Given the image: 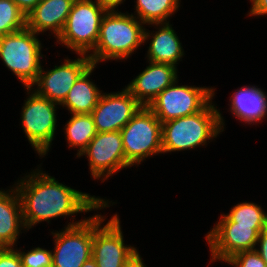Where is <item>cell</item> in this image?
<instances>
[{
  "label": "cell",
  "instance_id": "cell-1",
  "mask_svg": "<svg viewBox=\"0 0 267 267\" xmlns=\"http://www.w3.org/2000/svg\"><path fill=\"white\" fill-rule=\"evenodd\" d=\"M30 173L14 184L27 231L42 221L101 210L112 202L65 186L41 168Z\"/></svg>",
  "mask_w": 267,
  "mask_h": 267
},
{
  "label": "cell",
  "instance_id": "cell-2",
  "mask_svg": "<svg viewBox=\"0 0 267 267\" xmlns=\"http://www.w3.org/2000/svg\"><path fill=\"white\" fill-rule=\"evenodd\" d=\"M144 23L128 12L107 11L101 21L95 49L88 55L93 65L129 58L144 43Z\"/></svg>",
  "mask_w": 267,
  "mask_h": 267
},
{
  "label": "cell",
  "instance_id": "cell-3",
  "mask_svg": "<svg viewBox=\"0 0 267 267\" xmlns=\"http://www.w3.org/2000/svg\"><path fill=\"white\" fill-rule=\"evenodd\" d=\"M224 119L212 100L199 112L162 123V150L184 151L206 146L224 131Z\"/></svg>",
  "mask_w": 267,
  "mask_h": 267
},
{
  "label": "cell",
  "instance_id": "cell-4",
  "mask_svg": "<svg viewBox=\"0 0 267 267\" xmlns=\"http://www.w3.org/2000/svg\"><path fill=\"white\" fill-rule=\"evenodd\" d=\"M27 27L0 37V58L25 87L37 81L41 66V41Z\"/></svg>",
  "mask_w": 267,
  "mask_h": 267
},
{
  "label": "cell",
  "instance_id": "cell-5",
  "mask_svg": "<svg viewBox=\"0 0 267 267\" xmlns=\"http://www.w3.org/2000/svg\"><path fill=\"white\" fill-rule=\"evenodd\" d=\"M106 12L95 0H74L57 44L65 45L77 55H89L97 44L101 21Z\"/></svg>",
  "mask_w": 267,
  "mask_h": 267
},
{
  "label": "cell",
  "instance_id": "cell-6",
  "mask_svg": "<svg viewBox=\"0 0 267 267\" xmlns=\"http://www.w3.org/2000/svg\"><path fill=\"white\" fill-rule=\"evenodd\" d=\"M120 133L125 159L131 167L148 157L163 154L162 123L147 106H142Z\"/></svg>",
  "mask_w": 267,
  "mask_h": 267
},
{
  "label": "cell",
  "instance_id": "cell-7",
  "mask_svg": "<svg viewBox=\"0 0 267 267\" xmlns=\"http://www.w3.org/2000/svg\"><path fill=\"white\" fill-rule=\"evenodd\" d=\"M27 95L21 112V125L29 144L40 157L49 152L56 133L57 103L40 96L32 87H25ZM32 90V91H31ZM50 147V148H49Z\"/></svg>",
  "mask_w": 267,
  "mask_h": 267
},
{
  "label": "cell",
  "instance_id": "cell-8",
  "mask_svg": "<svg viewBox=\"0 0 267 267\" xmlns=\"http://www.w3.org/2000/svg\"><path fill=\"white\" fill-rule=\"evenodd\" d=\"M215 88L178 85L176 79L147 106L164 123L201 111L215 96Z\"/></svg>",
  "mask_w": 267,
  "mask_h": 267
},
{
  "label": "cell",
  "instance_id": "cell-9",
  "mask_svg": "<svg viewBox=\"0 0 267 267\" xmlns=\"http://www.w3.org/2000/svg\"><path fill=\"white\" fill-rule=\"evenodd\" d=\"M69 222L64 230L51 232L54 237L52 267H82L92 257L93 216Z\"/></svg>",
  "mask_w": 267,
  "mask_h": 267
},
{
  "label": "cell",
  "instance_id": "cell-10",
  "mask_svg": "<svg viewBox=\"0 0 267 267\" xmlns=\"http://www.w3.org/2000/svg\"><path fill=\"white\" fill-rule=\"evenodd\" d=\"M266 226L237 225L226 214H221L214 227L206 234L211 261L226 262L233 255L254 250L259 234Z\"/></svg>",
  "mask_w": 267,
  "mask_h": 267
},
{
  "label": "cell",
  "instance_id": "cell-11",
  "mask_svg": "<svg viewBox=\"0 0 267 267\" xmlns=\"http://www.w3.org/2000/svg\"><path fill=\"white\" fill-rule=\"evenodd\" d=\"M104 221L106 219L101 214L93 215L92 258L97 267H122L138 250L134 246L125 245L117 214L105 225Z\"/></svg>",
  "mask_w": 267,
  "mask_h": 267
},
{
  "label": "cell",
  "instance_id": "cell-12",
  "mask_svg": "<svg viewBox=\"0 0 267 267\" xmlns=\"http://www.w3.org/2000/svg\"><path fill=\"white\" fill-rule=\"evenodd\" d=\"M83 155L88 158L92 177H102L101 182L118 171L131 167L125 159L120 131L97 132L79 157Z\"/></svg>",
  "mask_w": 267,
  "mask_h": 267
},
{
  "label": "cell",
  "instance_id": "cell-13",
  "mask_svg": "<svg viewBox=\"0 0 267 267\" xmlns=\"http://www.w3.org/2000/svg\"><path fill=\"white\" fill-rule=\"evenodd\" d=\"M79 56L75 60L67 57L61 65L47 71L41 68L32 89H35L40 96L61 105L77 79L93 65L88 55L79 54Z\"/></svg>",
  "mask_w": 267,
  "mask_h": 267
},
{
  "label": "cell",
  "instance_id": "cell-14",
  "mask_svg": "<svg viewBox=\"0 0 267 267\" xmlns=\"http://www.w3.org/2000/svg\"><path fill=\"white\" fill-rule=\"evenodd\" d=\"M141 107L126 86L122 91L102 93L91 113L96 131H120Z\"/></svg>",
  "mask_w": 267,
  "mask_h": 267
},
{
  "label": "cell",
  "instance_id": "cell-15",
  "mask_svg": "<svg viewBox=\"0 0 267 267\" xmlns=\"http://www.w3.org/2000/svg\"><path fill=\"white\" fill-rule=\"evenodd\" d=\"M148 62L149 66L126 87L142 106H148L165 88L178 79L177 67L166 63Z\"/></svg>",
  "mask_w": 267,
  "mask_h": 267
},
{
  "label": "cell",
  "instance_id": "cell-16",
  "mask_svg": "<svg viewBox=\"0 0 267 267\" xmlns=\"http://www.w3.org/2000/svg\"><path fill=\"white\" fill-rule=\"evenodd\" d=\"M74 0H41L26 15V27L38 35L50 31L57 39L61 34Z\"/></svg>",
  "mask_w": 267,
  "mask_h": 267
},
{
  "label": "cell",
  "instance_id": "cell-17",
  "mask_svg": "<svg viewBox=\"0 0 267 267\" xmlns=\"http://www.w3.org/2000/svg\"><path fill=\"white\" fill-rule=\"evenodd\" d=\"M148 25L157 26L156 30L158 29L155 33H150L146 28L144 30V43L149 41L148 39L152 36L146 56L148 61L166 63L176 67L177 62L182 61L184 49L172 25L169 23Z\"/></svg>",
  "mask_w": 267,
  "mask_h": 267
},
{
  "label": "cell",
  "instance_id": "cell-18",
  "mask_svg": "<svg viewBox=\"0 0 267 267\" xmlns=\"http://www.w3.org/2000/svg\"><path fill=\"white\" fill-rule=\"evenodd\" d=\"M0 190V246L14 248L21 230H26L19 194L15 187ZM18 236V237H17Z\"/></svg>",
  "mask_w": 267,
  "mask_h": 267
},
{
  "label": "cell",
  "instance_id": "cell-19",
  "mask_svg": "<svg viewBox=\"0 0 267 267\" xmlns=\"http://www.w3.org/2000/svg\"><path fill=\"white\" fill-rule=\"evenodd\" d=\"M230 99V112L241 122L256 124L267 116V94L257 86H243Z\"/></svg>",
  "mask_w": 267,
  "mask_h": 267
},
{
  "label": "cell",
  "instance_id": "cell-20",
  "mask_svg": "<svg viewBox=\"0 0 267 267\" xmlns=\"http://www.w3.org/2000/svg\"><path fill=\"white\" fill-rule=\"evenodd\" d=\"M95 68L96 65H92L77 79L60 105L66 107L70 114H91L97 105L102 91L89 78Z\"/></svg>",
  "mask_w": 267,
  "mask_h": 267
},
{
  "label": "cell",
  "instance_id": "cell-21",
  "mask_svg": "<svg viewBox=\"0 0 267 267\" xmlns=\"http://www.w3.org/2000/svg\"><path fill=\"white\" fill-rule=\"evenodd\" d=\"M69 148H78L77 158L96 136V128L91 114H72L64 127Z\"/></svg>",
  "mask_w": 267,
  "mask_h": 267
},
{
  "label": "cell",
  "instance_id": "cell-22",
  "mask_svg": "<svg viewBox=\"0 0 267 267\" xmlns=\"http://www.w3.org/2000/svg\"><path fill=\"white\" fill-rule=\"evenodd\" d=\"M136 16L145 25L169 23L170 18L180 6V0H136Z\"/></svg>",
  "mask_w": 267,
  "mask_h": 267
},
{
  "label": "cell",
  "instance_id": "cell-23",
  "mask_svg": "<svg viewBox=\"0 0 267 267\" xmlns=\"http://www.w3.org/2000/svg\"><path fill=\"white\" fill-rule=\"evenodd\" d=\"M226 215L237 225L267 226V213L253 202L238 203Z\"/></svg>",
  "mask_w": 267,
  "mask_h": 267
},
{
  "label": "cell",
  "instance_id": "cell-24",
  "mask_svg": "<svg viewBox=\"0 0 267 267\" xmlns=\"http://www.w3.org/2000/svg\"><path fill=\"white\" fill-rule=\"evenodd\" d=\"M26 27V15L13 0H0V37Z\"/></svg>",
  "mask_w": 267,
  "mask_h": 267
},
{
  "label": "cell",
  "instance_id": "cell-25",
  "mask_svg": "<svg viewBox=\"0 0 267 267\" xmlns=\"http://www.w3.org/2000/svg\"><path fill=\"white\" fill-rule=\"evenodd\" d=\"M15 249L20 256L23 267H52L51 250L37 247L26 253Z\"/></svg>",
  "mask_w": 267,
  "mask_h": 267
},
{
  "label": "cell",
  "instance_id": "cell-26",
  "mask_svg": "<svg viewBox=\"0 0 267 267\" xmlns=\"http://www.w3.org/2000/svg\"><path fill=\"white\" fill-rule=\"evenodd\" d=\"M225 263L232 267H267V264L255 249L237 253Z\"/></svg>",
  "mask_w": 267,
  "mask_h": 267
},
{
  "label": "cell",
  "instance_id": "cell-27",
  "mask_svg": "<svg viewBox=\"0 0 267 267\" xmlns=\"http://www.w3.org/2000/svg\"><path fill=\"white\" fill-rule=\"evenodd\" d=\"M0 267H23L15 248H2L0 250Z\"/></svg>",
  "mask_w": 267,
  "mask_h": 267
},
{
  "label": "cell",
  "instance_id": "cell-28",
  "mask_svg": "<svg viewBox=\"0 0 267 267\" xmlns=\"http://www.w3.org/2000/svg\"><path fill=\"white\" fill-rule=\"evenodd\" d=\"M252 6L249 16H266L267 15V0H250Z\"/></svg>",
  "mask_w": 267,
  "mask_h": 267
},
{
  "label": "cell",
  "instance_id": "cell-29",
  "mask_svg": "<svg viewBox=\"0 0 267 267\" xmlns=\"http://www.w3.org/2000/svg\"><path fill=\"white\" fill-rule=\"evenodd\" d=\"M257 246L259 248H255V250L259 253L261 258L265 261L267 264V226L265 229L259 234V239L257 241Z\"/></svg>",
  "mask_w": 267,
  "mask_h": 267
},
{
  "label": "cell",
  "instance_id": "cell-30",
  "mask_svg": "<svg viewBox=\"0 0 267 267\" xmlns=\"http://www.w3.org/2000/svg\"><path fill=\"white\" fill-rule=\"evenodd\" d=\"M18 8L27 15L31 12L41 0H13Z\"/></svg>",
  "mask_w": 267,
  "mask_h": 267
},
{
  "label": "cell",
  "instance_id": "cell-31",
  "mask_svg": "<svg viewBox=\"0 0 267 267\" xmlns=\"http://www.w3.org/2000/svg\"><path fill=\"white\" fill-rule=\"evenodd\" d=\"M122 267H147L140 256L139 251L133 254Z\"/></svg>",
  "mask_w": 267,
  "mask_h": 267
},
{
  "label": "cell",
  "instance_id": "cell-32",
  "mask_svg": "<svg viewBox=\"0 0 267 267\" xmlns=\"http://www.w3.org/2000/svg\"><path fill=\"white\" fill-rule=\"evenodd\" d=\"M107 11H116L119 5L123 4L125 0H95Z\"/></svg>",
  "mask_w": 267,
  "mask_h": 267
},
{
  "label": "cell",
  "instance_id": "cell-33",
  "mask_svg": "<svg viewBox=\"0 0 267 267\" xmlns=\"http://www.w3.org/2000/svg\"><path fill=\"white\" fill-rule=\"evenodd\" d=\"M82 267H97L96 262L92 257H90L83 265Z\"/></svg>",
  "mask_w": 267,
  "mask_h": 267
}]
</instances>
